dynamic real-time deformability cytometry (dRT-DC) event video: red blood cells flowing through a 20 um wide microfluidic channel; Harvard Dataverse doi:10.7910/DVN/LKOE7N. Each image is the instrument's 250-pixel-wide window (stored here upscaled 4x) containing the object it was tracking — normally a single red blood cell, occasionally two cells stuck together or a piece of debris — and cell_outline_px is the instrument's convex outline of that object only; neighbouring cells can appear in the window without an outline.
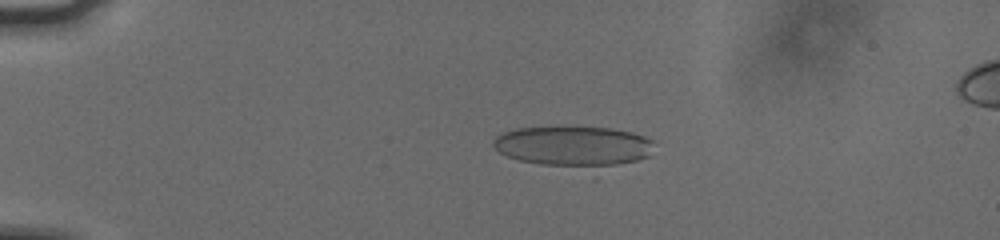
{"species": "human", "species_latin": "Homo sapiens", "temperature_condition": "cold", "stored_images_in_passage": 56, "camera_frame_rate_fps": 3000, "um_per_image_px": 0.085, "donor": {"sex": "male"}, "frame": {"image": 1, "passage_image": 14, "time_ms": 4.333, "image_size_px": [1000, 240], "cell_outline_px": [[652, 140], [648, 156], [596, 180], [520, 160], [508, 156], [500, 152], [492, 144], [496, 136], [504, 132], [516, 128], [572, 124], [612, 128], [632, 132], [644, 136]], "centroid_in_image_um": [48.87, 12.6], "position_along_channel_um": 36.1, "area_um2": 43.06}}
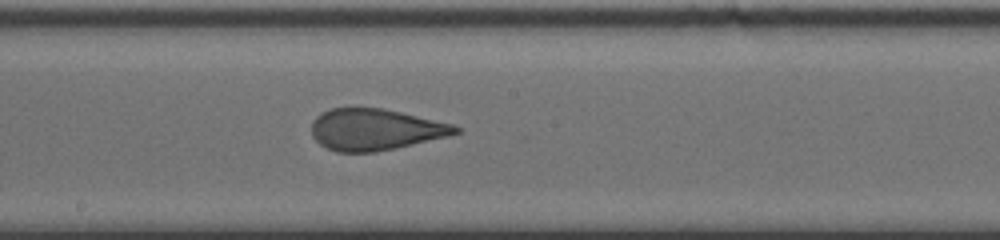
{"frame": {"image": 2, "passage_image": 33, "time_ms": 10.667, "image_size_px": [1000, 240], "cell_outline_px": [[460, 132], [448, 136], [396, 148], [376, 152], [336, 152], [320, 144], [312, 136], [312, 120], [320, 112], [332, 108], [380, 108], [400, 112], [452, 124], [460, 128]], "centroid_in_image_um": [31.86, 11.01], "position_along_channel_um": 216.3, "area_um2": 34.56}}
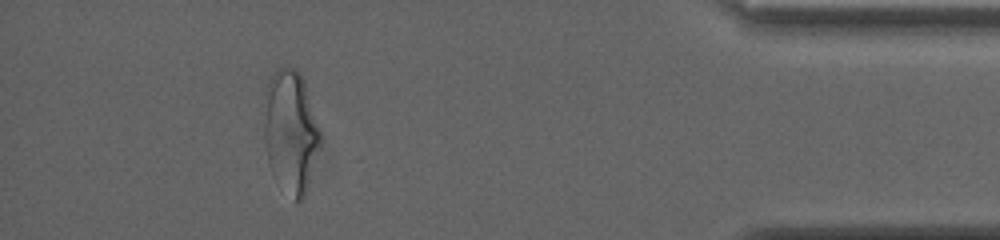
{"frame": {"image": 3, "passage_image": 52, "time_ms": 17.0, "image_size_px": [1000, 240], "cell_outline_px": [[320, 140], [304, 196], [300, 200], [296, 200], [268, 160], [264, 140], [264, 92], [272, 76], [280, 68], [288, 64], [296, 68], [304, 84], [320, 128]], "centroid_in_image_um": [24.69, 11.02], "position_along_channel_um": 410.5, "area_um2": 38.38}, "authors_computed_cell_mechanics": {"area_um2": 37.1654, "velocity_mm_per_s": 3.7739, "shape_relaxation_time_tau1_ms": 5.8565, "shape_relaxation_time_tau2_ms": 0.9503, "deformation_change_tau1": 0.1722, "deformation_change_tau2": 0.0774}}